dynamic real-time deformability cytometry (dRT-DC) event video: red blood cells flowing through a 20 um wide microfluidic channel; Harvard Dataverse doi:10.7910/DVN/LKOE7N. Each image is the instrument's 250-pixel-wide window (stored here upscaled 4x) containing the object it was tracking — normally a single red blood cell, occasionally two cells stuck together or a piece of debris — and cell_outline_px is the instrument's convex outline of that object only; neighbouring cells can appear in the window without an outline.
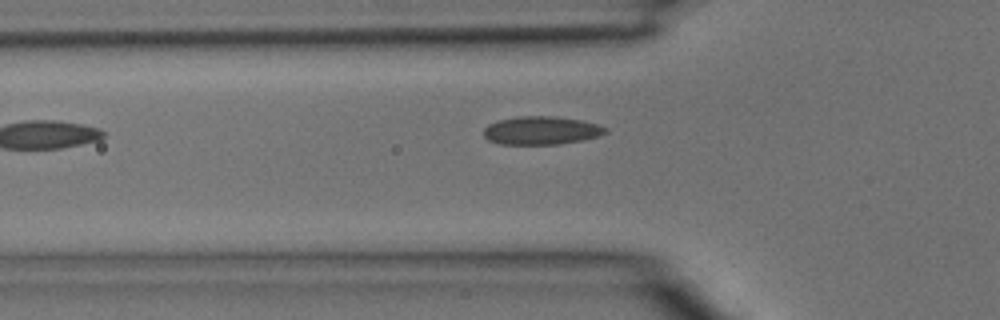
{"species": "common noctule bat (a hibernating species)", "species_latin": "Nyctalus noctula", "temperature_condition": "room temperature", "stored_images_in_passage": 2, "camera_frame_rate_fps": 3000, "um_per_image_px": 0.085, "animal": {"sex": "male", "body_mass_g": 15.6}, "frame": {"image": 1, "passage_image": 2, "time_ms": 0.333, "image_size_px": [1000, 320], "cell_outline_px": [[608, 132], [600, 136], [580, 140], [556, 144], [500, 144], [488, 140], [484, 136], [484, 128], [488, 124], [496, 120], [516, 116], [556, 116], [580, 120], [596, 124], [608, 128]], "centroid_in_image_um": [45.98, 11.08], "position_along_channel_um": 79.8, "area_um2": 20.11}}